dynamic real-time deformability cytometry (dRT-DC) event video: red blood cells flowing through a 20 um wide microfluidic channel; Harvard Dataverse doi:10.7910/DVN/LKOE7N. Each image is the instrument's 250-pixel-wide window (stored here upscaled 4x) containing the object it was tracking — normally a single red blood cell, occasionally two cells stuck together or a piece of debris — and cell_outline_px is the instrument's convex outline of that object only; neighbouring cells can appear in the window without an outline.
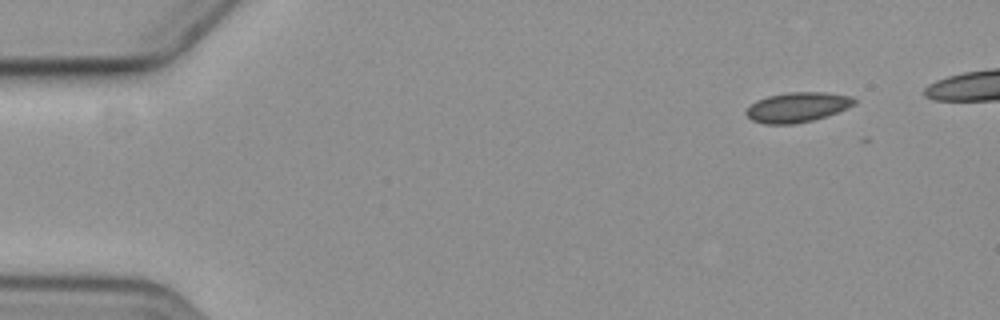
{"species": "common noctule bat (a hibernating species)", "species_latin": "Nyctalus noctula", "temperature_condition": "cold", "stored_images_in_passage": 5, "camera_frame_rate_fps": 3000, "um_per_image_px": 0.085, "animal": {"sex": "female", "body_mass_g": 19.3, "forearm_length_mm": 54.1}, "frame": {"image": 1, "passage_image": 1, "time_ms": 0.0, "image_size_px": [1000, 320], "cell_outline_px": [[856, 104], [848, 108], [812, 120], [792, 124], [764, 124], [752, 120], [744, 112], [756, 100], [768, 96], [788, 92], [828, 92], [852, 96], [856, 100]], "centroid_in_image_um": [67.79, 9.1], "position_along_channel_um": 17.2, "area_um2": 18.79}}